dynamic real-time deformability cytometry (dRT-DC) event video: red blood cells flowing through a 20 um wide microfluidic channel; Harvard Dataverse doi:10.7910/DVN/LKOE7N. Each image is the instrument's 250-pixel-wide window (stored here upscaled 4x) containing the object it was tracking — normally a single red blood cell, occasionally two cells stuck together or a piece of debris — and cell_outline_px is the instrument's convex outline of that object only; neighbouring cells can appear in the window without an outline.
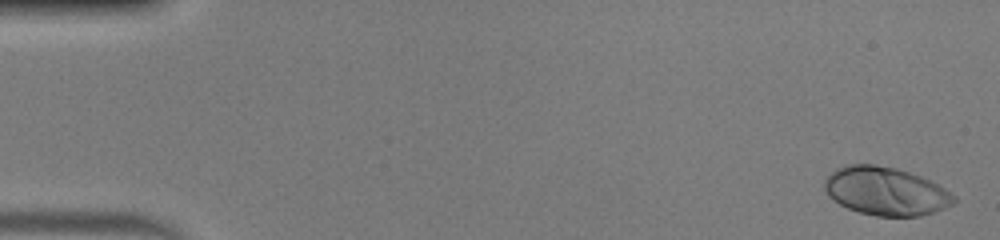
{"species": "human", "species_latin": "Homo sapiens", "temperature_condition": "warm", "stored_images_in_passage": 51, "camera_frame_rate_fps": 3000, "um_per_image_px": 0.085, "donor": {"sex": "male"}, "frame": {"image": 1, "passage_image": 2, "time_ms": 0.333, "image_size_px": [1000, 240], "cell_outline_px": [[956, 200], [952, 204], [944, 208], [920, 216], [876, 216], [860, 212], [848, 208], [832, 200], [828, 196], [824, 188], [824, 180], [836, 168], [844, 164], [876, 164], [896, 168], [920, 176], [944, 188], [956, 196]], "centroid_in_image_um": [75.25, 16.24], "position_along_channel_um": 9.7, "area_um2": 36.36}}
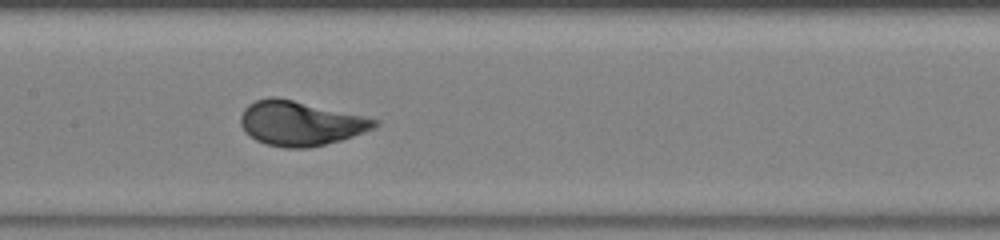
{"frame": {"image": 2, "passage_image": 26, "time_ms": 8.333, "image_size_px": [1000, 240], "cell_outline_px": [[380, 124], [376, 128], [340, 140], [308, 148], [284, 148], [268, 144], [256, 140], [244, 132], [240, 124], [240, 116], [244, 108], [248, 104], [256, 100], [268, 96], [276, 96], [364, 116], [380, 120]], "centroid_in_image_um": [25.51, 10.47], "position_along_channel_um": 181.9, "area_um2": 34.85}}
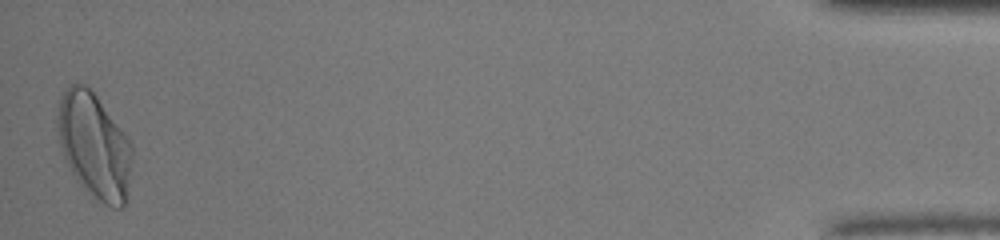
{"frame": {"image": 3, "passage_image": 51, "time_ms": 16.667, "image_size_px": [1000, 240], "cell_outline_px": [[132, 156], [124, 204], [120, 208], [112, 208], [104, 204], [80, 184], [72, 172], [64, 156], [60, 144], [56, 128], [56, 116], [60, 100], [64, 92], [76, 80], [84, 84], [96, 96], [128, 136], [132, 144]], "centroid_in_image_um": [8.0, 12.34], "position_along_channel_um": 427.2, "area_um2": 45.2}, "authors_computed_cell_mechanics": {"area_um2": 34.68, "velocity_mm_per_s": 4.0374, "shape_relaxation_time_tau1_ms": 2.4518, "shape_relaxation_time_tau2_ms": null, "deformation_change_tau1": 0.1923, "deformation_change_tau2": null}}